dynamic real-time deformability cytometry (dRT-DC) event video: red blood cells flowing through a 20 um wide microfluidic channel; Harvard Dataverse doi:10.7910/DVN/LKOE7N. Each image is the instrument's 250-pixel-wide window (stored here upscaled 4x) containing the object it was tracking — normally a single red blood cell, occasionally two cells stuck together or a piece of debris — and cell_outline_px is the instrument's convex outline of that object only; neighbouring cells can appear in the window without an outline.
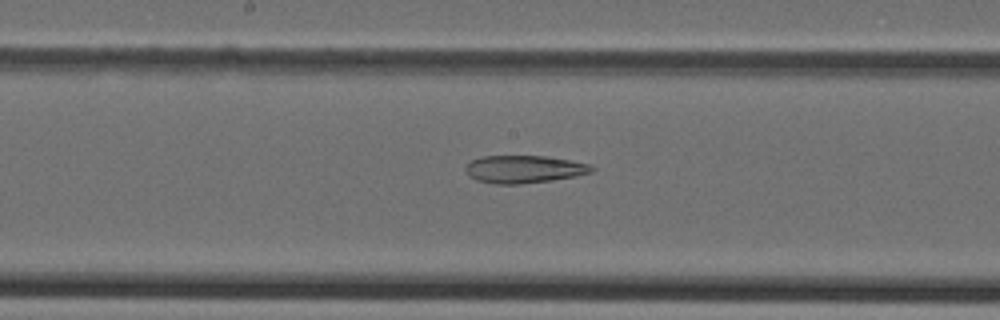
{"species": "Egyptian fruit bat (a non-hibernating species)", "species_latin": "Rousettus aegyptiacus", "temperature_condition": "cold", "stored_images_in_passage": 13, "camera_frame_rate_fps": 3000, "um_per_image_px": 0.085, "animal": {"sex": "female"}, "frame": {"image": 1, "passage_image": 11, "time_ms": 3.333, "image_size_px": [1000, 320], "cell_outline_px": [[596, 168], [592, 172], [576, 176], [552, 180], [520, 184], [496, 184], [476, 180], [468, 176], [464, 168], [472, 160], [480, 156], [548, 156], [588, 164]], "centroid_in_image_um": [44.52, 14.38], "position_along_channel_um": 203.7, "area_um2": 20.35}}